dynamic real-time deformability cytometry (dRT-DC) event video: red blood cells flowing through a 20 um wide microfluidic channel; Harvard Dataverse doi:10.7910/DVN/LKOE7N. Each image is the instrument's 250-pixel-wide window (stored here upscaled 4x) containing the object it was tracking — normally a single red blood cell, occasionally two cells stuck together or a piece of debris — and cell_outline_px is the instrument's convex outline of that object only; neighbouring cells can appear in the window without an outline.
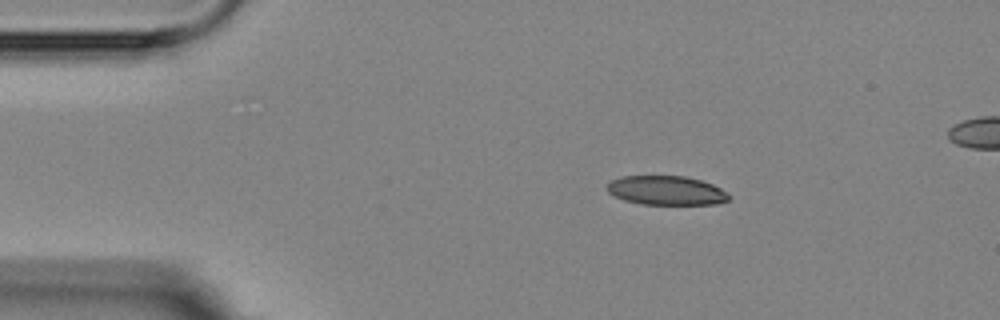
{"species": "Egyptian fruit bat (a non-hibernating species)", "species_latin": "Rousettus aegyptiacus", "temperature_condition": "room temperature", "stored_images_in_passage": 6, "camera_frame_rate_fps": 3000, "um_per_image_px": 0.085, "animal": {"sex": "female"}, "frame": {"image": 1, "passage_image": 1, "time_ms": 0.0, "image_size_px": [1000, 320], "cell_outline_px": [[728, 200], [716, 204], [640, 204], [624, 200], [608, 192], [608, 184], [612, 180], [620, 176], [684, 176], [700, 180], [712, 184], [720, 188], [728, 196]], "centroid_in_image_um": [56.61, 16.19], "position_along_channel_um": 28.4, "area_um2": 20.4}}
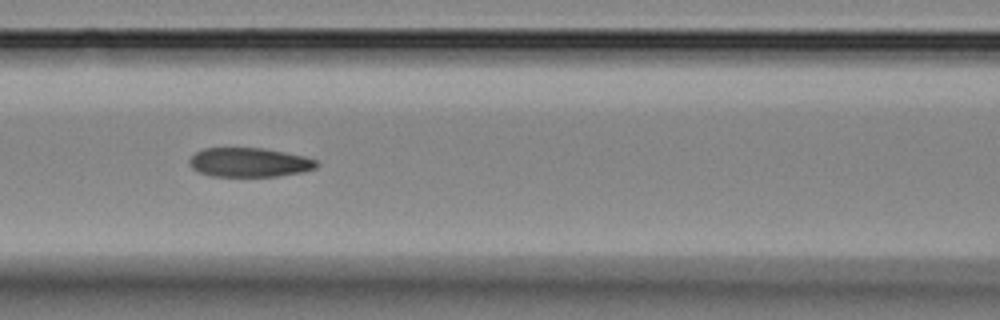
{"frame": {"image": 2, "passage_image": 5, "time_ms": 4.667, "image_size_px": [1000, 320], "cell_outline_px": [[320, 164], [316, 168], [300, 172], [276, 176], [212, 176], [196, 172], [188, 164], [188, 160], [196, 152], [204, 148], [264, 148], [304, 156], [316, 160]], "centroid_in_image_um": [21.16, 13.8], "position_along_channel_um": 145.4, "area_um2": 21.68}}
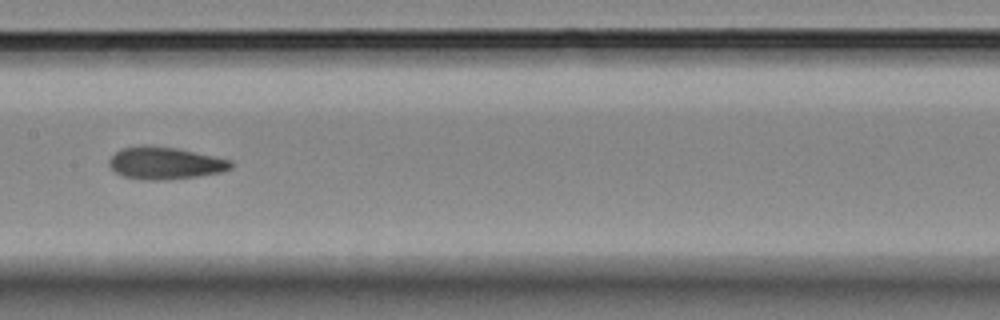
{"frame": {"image": 3, "passage_image": 6, "time_ms": 6.0, "image_size_px": [1000, 320], "cell_outline_px": [[232, 168], [224, 172], [196, 176], [152, 180], [148, 180], [124, 176], [116, 172], [108, 164], [108, 160], [120, 148], [144, 144], [148, 144], [176, 148], [232, 160]], "centroid_in_image_um": [14.02, 13.84], "position_along_channel_um": 193.4, "area_um2": 22.77}}